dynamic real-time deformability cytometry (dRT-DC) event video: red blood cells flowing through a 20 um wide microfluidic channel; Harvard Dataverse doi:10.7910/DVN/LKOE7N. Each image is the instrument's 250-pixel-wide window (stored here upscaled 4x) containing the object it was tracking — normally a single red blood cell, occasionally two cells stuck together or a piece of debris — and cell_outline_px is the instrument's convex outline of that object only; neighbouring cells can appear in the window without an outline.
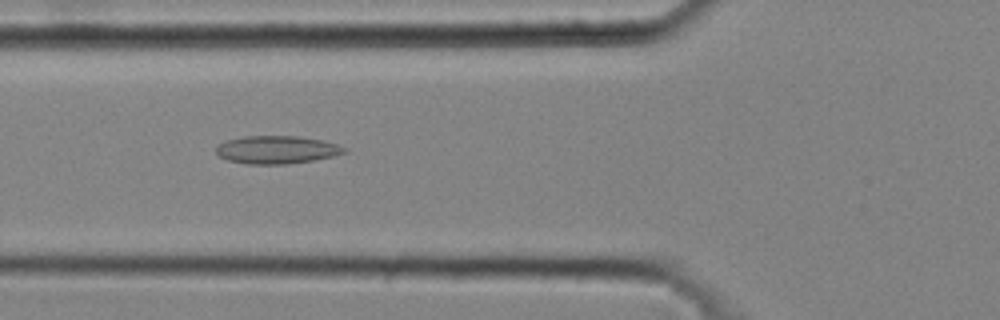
{"species": "common noctule bat (a hibernating species)", "species_latin": "Nyctalus noctula", "temperature_condition": "cold", "stored_images_in_passage": 41, "camera_frame_rate_fps": 3000, "um_per_image_px": 0.085, "animal": {"sex": "male", "body_mass_g": 20.4}, "frame": {"image": 1, "passage_image": 16, "time_ms": 5.0, "image_size_px": [1000, 320], "cell_outline_px": [[348, 152], [332, 156], [312, 160], [288, 164], [244, 164], [228, 160], [220, 156], [216, 152], [216, 148], [220, 144], [228, 140], [244, 136], [296, 136], [324, 140], [348, 148]], "centroid_in_image_um": [23.55, 12.73], "position_along_channel_um": 102.2, "area_um2": 20.81}}
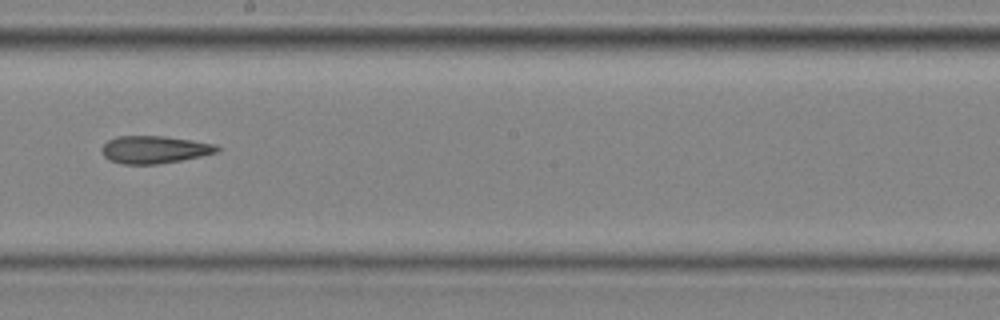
{"frame": {"image": 2, "passage_image": 25, "time_ms": 8.0, "image_size_px": [1000, 320], "cell_outline_px": [[220, 152], [180, 160], [156, 164], [120, 164], [108, 160], [100, 152], [100, 148], [108, 140], [116, 136], [164, 136], [192, 140], [216, 144], [220, 148]], "centroid_in_image_um": [13.09, 12.71], "position_along_channel_um": 235.1, "area_um2": 18.67}}
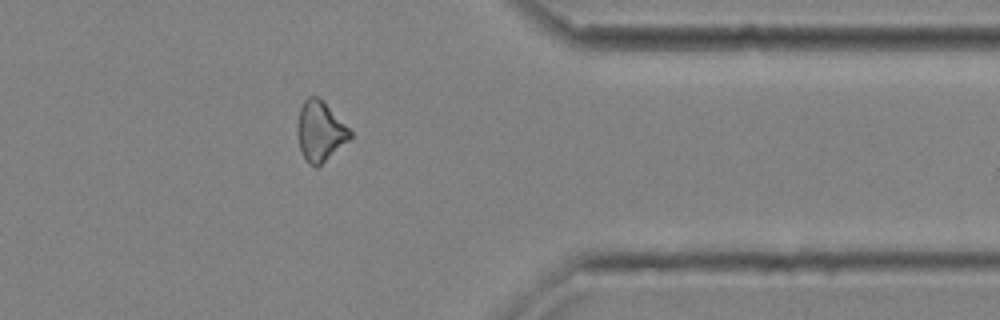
{"frame": {"image": 3, "passage_image": 36, "time_ms": 11.667, "image_size_px": [1000, 320], "cell_outline_px": [[352, 136], [348, 140], [316, 168], [308, 164], [304, 160], [300, 148], [296, 128], [296, 124], [300, 108], [304, 100], [308, 96], [316, 96], [352, 132]], "centroid_in_image_um": [27.15, 11.19], "position_along_channel_um": 384.3, "area_um2": 17.92}}